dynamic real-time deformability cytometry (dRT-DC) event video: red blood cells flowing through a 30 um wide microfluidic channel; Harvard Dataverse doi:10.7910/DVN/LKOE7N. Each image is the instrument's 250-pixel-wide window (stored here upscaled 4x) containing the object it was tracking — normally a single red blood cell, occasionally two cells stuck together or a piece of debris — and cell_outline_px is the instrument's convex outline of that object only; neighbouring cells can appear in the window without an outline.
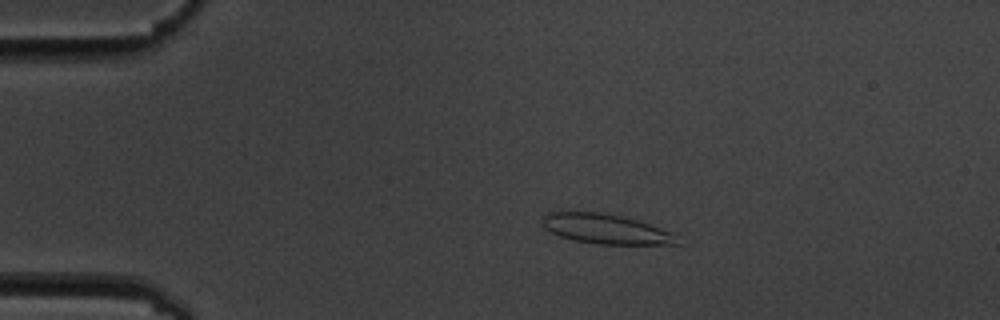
{"species": "common noctule bat (a hibernating species)", "species_latin": "Nyctalus noctula", "temperature_condition": "cold", "stored_images_in_passage": 7, "camera_frame_rate_fps": 3000, "um_per_image_px": 0.085, "animal": {"sex": "male", "body_mass_g": 19.5, "forearm_length_mm": 54.6}, "frame": {"image": 1, "passage_image": 4, "time_ms": 3.333, "image_size_px": [1000, 320], "cell_outline_px": [[680, 244], [596, 244], [572, 240], [560, 236], [544, 228], [540, 216], [548, 212], [600, 212], [620, 216], [636, 220], [676, 232]], "centroid_in_image_um": [51.5, 19.46], "position_along_channel_um": 33.5, "area_um2": 23.58}}